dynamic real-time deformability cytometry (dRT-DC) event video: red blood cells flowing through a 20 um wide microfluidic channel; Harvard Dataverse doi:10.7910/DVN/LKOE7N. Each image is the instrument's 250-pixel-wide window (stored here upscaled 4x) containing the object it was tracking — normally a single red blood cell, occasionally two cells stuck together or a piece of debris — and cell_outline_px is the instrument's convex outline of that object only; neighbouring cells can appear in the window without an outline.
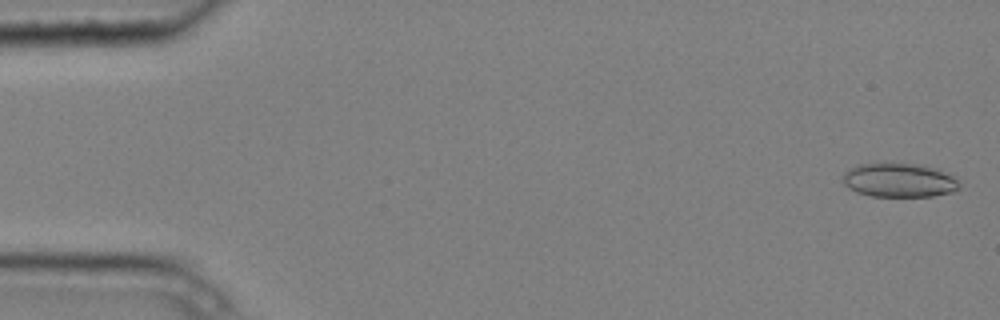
{"species": "common noctule bat (a hibernating species)", "species_latin": "Nyctalus noctula", "temperature_condition": "cold", "stored_images_in_passage": 5, "camera_frame_rate_fps": 3000, "um_per_image_px": 0.085, "animal": {"sex": "male", "body_mass_g": 20.4}, "frame": {"image": 1, "passage_image": 1, "time_ms": 0.0, "image_size_px": [1000, 320], "cell_outline_px": [[960, 188], [952, 192], [932, 196], [872, 196], [856, 192], [848, 188], [840, 180], [844, 172], [848, 168], [860, 164], [884, 160], [916, 164], [940, 168], [960, 180]], "centroid_in_image_um": [76.41, 15.27], "position_along_channel_um": 8.6, "area_um2": 24.16}}
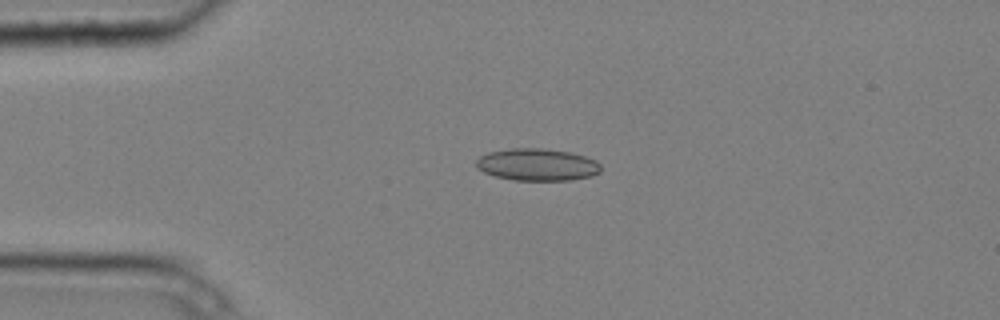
{"frame": {"image": 2, "passage_image": 4, "time_ms": 1.0, "image_size_px": [1000, 320], "cell_outline_px": [[600, 172], [592, 176], [572, 180], [512, 180], [496, 176], [484, 172], [476, 164], [476, 160], [480, 156], [488, 152], [512, 148], [544, 148], [572, 152], [596, 160], [600, 164]], "centroid_in_image_um": [45.69, 13.99], "position_along_channel_um": 39.3, "area_um2": 23.41}}